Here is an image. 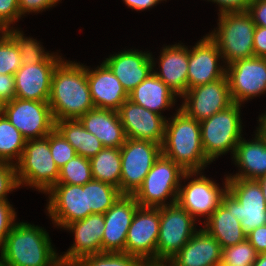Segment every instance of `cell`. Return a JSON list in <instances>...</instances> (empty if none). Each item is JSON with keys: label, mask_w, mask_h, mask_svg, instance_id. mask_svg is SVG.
I'll use <instances>...</instances> for the list:
<instances>
[{"label": "cell", "mask_w": 266, "mask_h": 266, "mask_svg": "<svg viewBox=\"0 0 266 266\" xmlns=\"http://www.w3.org/2000/svg\"><path fill=\"white\" fill-rule=\"evenodd\" d=\"M48 103L54 121L79 119L94 109L87 66L63 59L54 69Z\"/></svg>", "instance_id": "1"}, {"label": "cell", "mask_w": 266, "mask_h": 266, "mask_svg": "<svg viewBox=\"0 0 266 266\" xmlns=\"http://www.w3.org/2000/svg\"><path fill=\"white\" fill-rule=\"evenodd\" d=\"M47 231L16 222L0 251L4 266H62Z\"/></svg>", "instance_id": "2"}, {"label": "cell", "mask_w": 266, "mask_h": 266, "mask_svg": "<svg viewBox=\"0 0 266 266\" xmlns=\"http://www.w3.org/2000/svg\"><path fill=\"white\" fill-rule=\"evenodd\" d=\"M161 149L165 157L186 172H202L210 164L203 151L200 121L189 117L181 109L166 120Z\"/></svg>", "instance_id": "3"}, {"label": "cell", "mask_w": 266, "mask_h": 266, "mask_svg": "<svg viewBox=\"0 0 266 266\" xmlns=\"http://www.w3.org/2000/svg\"><path fill=\"white\" fill-rule=\"evenodd\" d=\"M218 29L208 36L217 44L222 61L228 66L238 60L254 57L255 23L247 11L218 14Z\"/></svg>", "instance_id": "4"}, {"label": "cell", "mask_w": 266, "mask_h": 266, "mask_svg": "<svg viewBox=\"0 0 266 266\" xmlns=\"http://www.w3.org/2000/svg\"><path fill=\"white\" fill-rule=\"evenodd\" d=\"M193 172L184 171L172 159L163 154L144 178L142 186L133 195L142 207H162L177 202L178 191L182 179L189 180ZM169 197L170 202H166ZM171 197V198H170Z\"/></svg>", "instance_id": "5"}, {"label": "cell", "mask_w": 266, "mask_h": 266, "mask_svg": "<svg viewBox=\"0 0 266 266\" xmlns=\"http://www.w3.org/2000/svg\"><path fill=\"white\" fill-rule=\"evenodd\" d=\"M19 187L22 185L47 193L59 178L49 147V134L45 138L27 140L23 153L15 163Z\"/></svg>", "instance_id": "6"}, {"label": "cell", "mask_w": 266, "mask_h": 266, "mask_svg": "<svg viewBox=\"0 0 266 266\" xmlns=\"http://www.w3.org/2000/svg\"><path fill=\"white\" fill-rule=\"evenodd\" d=\"M241 104L233 103L227 109L200 121L203 151L211 163L229 151L234 155L242 138Z\"/></svg>", "instance_id": "7"}, {"label": "cell", "mask_w": 266, "mask_h": 266, "mask_svg": "<svg viewBox=\"0 0 266 266\" xmlns=\"http://www.w3.org/2000/svg\"><path fill=\"white\" fill-rule=\"evenodd\" d=\"M161 154L162 149L159 144L127 138L120 147V193L134 195Z\"/></svg>", "instance_id": "8"}, {"label": "cell", "mask_w": 266, "mask_h": 266, "mask_svg": "<svg viewBox=\"0 0 266 266\" xmlns=\"http://www.w3.org/2000/svg\"><path fill=\"white\" fill-rule=\"evenodd\" d=\"M196 219L177 202L160 207L156 260H170L197 232Z\"/></svg>", "instance_id": "9"}, {"label": "cell", "mask_w": 266, "mask_h": 266, "mask_svg": "<svg viewBox=\"0 0 266 266\" xmlns=\"http://www.w3.org/2000/svg\"><path fill=\"white\" fill-rule=\"evenodd\" d=\"M3 114L26 140L45 138L55 128L48 102L15 97L5 103Z\"/></svg>", "instance_id": "10"}, {"label": "cell", "mask_w": 266, "mask_h": 266, "mask_svg": "<svg viewBox=\"0 0 266 266\" xmlns=\"http://www.w3.org/2000/svg\"><path fill=\"white\" fill-rule=\"evenodd\" d=\"M227 189L234 196V215L247 235L266 224V202L257 180L228 178Z\"/></svg>", "instance_id": "11"}, {"label": "cell", "mask_w": 266, "mask_h": 266, "mask_svg": "<svg viewBox=\"0 0 266 266\" xmlns=\"http://www.w3.org/2000/svg\"><path fill=\"white\" fill-rule=\"evenodd\" d=\"M179 109L197 121L211 117L233 104L227 76L188 89L182 96Z\"/></svg>", "instance_id": "12"}, {"label": "cell", "mask_w": 266, "mask_h": 266, "mask_svg": "<svg viewBox=\"0 0 266 266\" xmlns=\"http://www.w3.org/2000/svg\"><path fill=\"white\" fill-rule=\"evenodd\" d=\"M230 95L233 103L244 104L266 93V59L252 57L226 66ZM243 102V103H242Z\"/></svg>", "instance_id": "13"}, {"label": "cell", "mask_w": 266, "mask_h": 266, "mask_svg": "<svg viewBox=\"0 0 266 266\" xmlns=\"http://www.w3.org/2000/svg\"><path fill=\"white\" fill-rule=\"evenodd\" d=\"M198 174L200 175L199 177ZM194 178L182 186L180 184L177 203L188 211L195 219L207 217L208 219L214 210L221 204L223 195L227 192V180L224 179V188L219 187L213 179H209L200 172H193ZM195 176L197 178H195Z\"/></svg>", "instance_id": "14"}, {"label": "cell", "mask_w": 266, "mask_h": 266, "mask_svg": "<svg viewBox=\"0 0 266 266\" xmlns=\"http://www.w3.org/2000/svg\"><path fill=\"white\" fill-rule=\"evenodd\" d=\"M160 228V207H142L136 210L125 242V253L142 261L156 260Z\"/></svg>", "instance_id": "15"}, {"label": "cell", "mask_w": 266, "mask_h": 266, "mask_svg": "<svg viewBox=\"0 0 266 266\" xmlns=\"http://www.w3.org/2000/svg\"><path fill=\"white\" fill-rule=\"evenodd\" d=\"M46 194H49L47 213L55 226L64 229L88 216L87 183L56 184Z\"/></svg>", "instance_id": "16"}, {"label": "cell", "mask_w": 266, "mask_h": 266, "mask_svg": "<svg viewBox=\"0 0 266 266\" xmlns=\"http://www.w3.org/2000/svg\"><path fill=\"white\" fill-rule=\"evenodd\" d=\"M62 60L60 55L52 53L42 63L22 65L14 74L15 97L48 102L53 72Z\"/></svg>", "instance_id": "17"}, {"label": "cell", "mask_w": 266, "mask_h": 266, "mask_svg": "<svg viewBox=\"0 0 266 266\" xmlns=\"http://www.w3.org/2000/svg\"><path fill=\"white\" fill-rule=\"evenodd\" d=\"M104 226V214L97 213L68 224L64 229L73 232L74 243L59 256L61 265L73 266L84 256L101 253Z\"/></svg>", "instance_id": "18"}, {"label": "cell", "mask_w": 266, "mask_h": 266, "mask_svg": "<svg viewBox=\"0 0 266 266\" xmlns=\"http://www.w3.org/2000/svg\"><path fill=\"white\" fill-rule=\"evenodd\" d=\"M127 138L162 145L166 118L127 99L118 110Z\"/></svg>", "instance_id": "19"}, {"label": "cell", "mask_w": 266, "mask_h": 266, "mask_svg": "<svg viewBox=\"0 0 266 266\" xmlns=\"http://www.w3.org/2000/svg\"><path fill=\"white\" fill-rule=\"evenodd\" d=\"M195 44L188 54V89L226 76V66L220 65L222 55L208 34Z\"/></svg>", "instance_id": "20"}, {"label": "cell", "mask_w": 266, "mask_h": 266, "mask_svg": "<svg viewBox=\"0 0 266 266\" xmlns=\"http://www.w3.org/2000/svg\"><path fill=\"white\" fill-rule=\"evenodd\" d=\"M139 206L133 195H121L104 213L102 252H125L128 228Z\"/></svg>", "instance_id": "21"}, {"label": "cell", "mask_w": 266, "mask_h": 266, "mask_svg": "<svg viewBox=\"0 0 266 266\" xmlns=\"http://www.w3.org/2000/svg\"><path fill=\"white\" fill-rule=\"evenodd\" d=\"M148 52L136 49L124 50L103 61L128 94L153 73L156 62L152 54Z\"/></svg>", "instance_id": "22"}, {"label": "cell", "mask_w": 266, "mask_h": 266, "mask_svg": "<svg viewBox=\"0 0 266 266\" xmlns=\"http://www.w3.org/2000/svg\"><path fill=\"white\" fill-rule=\"evenodd\" d=\"M87 81L95 108L118 111L129 99L121 82L104 62L94 70L87 66Z\"/></svg>", "instance_id": "23"}, {"label": "cell", "mask_w": 266, "mask_h": 266, "mask_svg": "<svg viewBox=\"0 0 266 266\" xmlns=\"http://www.w3.org/2000/svg\"><path fill=\"white\" fill-rule=\"evenodd\" d=\"M201 223H204L203 228L218 241L222 249L246 240L241 223L234 215V196L228 190L221 204Z\"/></svg>", "instance_id": "24"}, {"label": "cell", "mask_w": 266, "mask_h": 266, "mask_svg": "<svg viewBox=\"0 0 266 266\" xmlns=\"http://www.w3.org/2000/svg\"><path fill=\"white\" fill-rule=\"evenodd\" d=\"M188 46L178 43L164 46L159 55V72L153 73L178 96L188 90Z\"/></svg>", "instance_id": "25"}, {"label": "cell", "mask_w": 266, "mask_h": 266, "mask_svg": "<svg viewBox=\"0 0 266 266\" xmlns=\"http://www.w3.org/2000/svg\"><path fill=\"white\" fill-rule=\"evenodd\" d=\"M222 247L204 228H200L170 259L174 266H220Z\"/></svg>", "instance_id": "26"}, {"label": "cell", "mask_w": 266, "mask_h": 266, "mask_svg": "<svg viewBox=\"0 0 266 266\" xmlns=\"http://www.w3.org/2000/svg\"><path fill=\"white\" fill-rule=\"evenodd\" d=\"M78 120L103 147L120 148L127 139L118 111L94 108Z\"/></svg>", "instance_id": "27"}, {"label": "cell", "mask_w": 266, "mask_h": 266, "mask_svg": "<svg viewBox=\"0 0 266 266\" xmlns=\"http://www.w3.org/2000/svg\"><path fill=\"white\" fill-rule=\"evenodd\" d=\"M232 159L240 171L228 178L257 180L266 175V139L256 133L251 141L241 138Z\"/></svg>", "instance_id": "28"}, {"label": "cell", "mask_w": 266, "mask_h": 266, "mask_svg": "<svg viewBox=\"0 0 266 266\" xmlns=\"http://www.w3.org/2000/svg\"><path fill=\"white\" fill-rule=\"evenodd\" d=\"M177 96L160 78L151 73L129 93V100L162 115L161 111L169 110L175 105Z\"/></svg>", "instance_id": "29"}, {"label": "cell", "mask_w": 266, "mask_h": 266, "mask_svg": "<svg viewBox=\"0 0 266 266\" xmlns=\"http://www.w3.org/2000/svg\"><path fill=\"white\" fill-rule=\"evenodd\" d=\"M55 128L85 158L97 155L104 147L95 135L87 131L78 119L55 121Z\"/></svg>", "instance_id": "30"}, {"label": "cell", "mask_w": 266, "mask_h": 266, "mask_svg": "<svg viewBox=\"0 0 266 266\" xmlns=\"http://www.w3.org/2000/svg\"><path fill=\"white\" fill-rule=\"evenodd\" d=\"M90 163L93 179L109 183L120 191V148L104 147L97 155L90 158Z\"/></svg>", "instance_id": "31"}, {"label": "cell", "mask_w": 266, "mask_h": 266, "mask_svg": "<svg viewBox=\"0 0 266 266\" xmlns=\"http://www.w3.org/2000/svg\"><path fill=\"white\" fill-rule=\"evenodd\" d=\"M26 141L7 117L4 114L0 115V163L15 165L23 153Z\"/></svg>", "instance_id": "32"}, {"label": "cell", "mask_w": 266, "mask_h": 266, "mask_svg": "<svg viewBox=\"0 0 266 266\" xmlns=\"http://www.w3.org/2000/svg\"><path fill=\"white\" fill-rule=\"evenodd\" d=\"M119 188L99 180L87 182L88 215L104 214L121 196Z\"/></svg>", "instance_id": "33"}, {"label": "cell", "mask_w": 266, "mask_h": 266, "mask_svg": "<svg viewBox=\"0 0 266 266\" xmlns=\"http://www.w3.org/2000/svg\"><path fill=\"white\" fill-rule=\"evenodd\" d=\"M11 28V29H10ZM17 44L22 65H33L44 62L52 53L46 52L40 42L25 37L23 31L12 26L5 30Z\"/></svg>", "instance_id": "34"}, {"label": "cell", "mask_w": 266, "mask_h": 266, "mask_svg": "<svg viewBox=\"0 0 266 266\" xmlns=\"http://www.w3.org/2000/svg\"><path fill=\"white\" fill-rule=\"evenodd\" d=\"M92 179L90 159L76 154L70 161L59 169L57 184L83 186Z\"/></svg>", "instance_id": "35"}, {"label": "cell", "mask_w": 266, "mask_h": 266, "mask_svg": "<svg viewBox=\"0 0 266 266\" xmlns=\"http://www.w3.org/2000/svg\"><path fill=\"white\" fill-rule=\"evenodd\" d=\"M142 260L125 252H101L82 257L73 266H140Z\"/></svg>", "instance_id": "36"}, {"label": "cell", "mask_w": 266, "mask_h": 266, "mask_svg": "<svg viewBox=\"0 0 266 266\" xmlns=\"http://www.w3.org/2000/svg\"><path fill=\"white\" fill-rule=\"evenodd\" d=\"M21 66L17 44L5 30L0 31V74L14 75Z\"/></svg>", "instance_id": "37"}, {"label": "cell", "mask_w": 266, "mask_h": 266, "mask_svg": "<svg viewBox=\"0 0 266 266\" xmlns=\"http://www.w3.org/2000/svg\"><path fill=\"white\" fill-rule=\"evenodd\" d=\"M257 256L255 248L246 239L242 243L222 249L220 266H252Z\"/></svg>", "instance_id": "38"}, {"label": "cell", "mask_w": 266, "mask_h": 266, "mask_svg": "<svg viewBox=\"0 0 266 266\" xmlns=\"http://www.w3.org/2000/svg\"><path fill=\"white\" fill-rule=\"evenodd\" d=\"M49 147L52 158L59 169L76 155L74 147L56 128L49 133Z\"/></svg>", "instance_id": "39"}, {"label": "cell", "mask_w": 266, "mask_h": 266, "mask_svg": "<svg viewBox=\"0 0 266 266\" xmlns=\"http://www.w3.org/2000/svg\"><path fill=\"white\" fill-rule=\"evenodd\" d=\"M20 188L15 165L10 163H0V201L8 200L6 197L8 193Z\"/></svg>", "instance_id": "40"}, {"label": "cell", "mask_w": 266, "mask_h": 266, "mask_svg": "<svg viewBox=\"0 0 266 266\" xmlns=\"http://www.w3.org/2000/svg\"><path fill=\"white\" fill-rule=\"evenodd\" d=\"M12 206L8 200L0 201V250L3 247L7 235L16 223L17 213Z\"/></svg>", "instance_id": "41"}, {"label": "cell", "mask_w": 266, "mask_h": 266, "mask_svg": "<svg viewBox=\"0 0 266 266\" xmlns=\"http://www.w3.org/2000/svg\"><path fill=\"white\" fill-rule=\"evenodd\" d=\"M21 18L18 0H0V31Z\"/></svg>", "instance_id": "42"}, {"label": "cell", "mask_w": 266, "mask_h": 266, "mask_svg": "<svg viewBox=\"0 0 266 266\" xmlns=\"http://www.w3.org/2000/svg\"><path fill=\"white\" fill-rule=\"evenodd\" d=\"M60 0H18L21 17L29 13H39L54 7Z\"/></svg>", "instance_id": "43"}, {"label": "cell", "mask_w": 266, "mask_h": 266, "mask_svg": "<svg viewBox=\"0 0 266 266\" xmlns=\"http://www.w3.org/2000/svg\"><path fill=\"white\" fill-rule=\"evenodd\" d=\"M247 12L256 26L266 27V0H252Z\"/></svg>", "instance_id": "44"}, {"label": "cell", "mask_w": 266, "mask_h": 266, "mask_svg": "<svg viewBox=\"0 0 266 266\" xmlns=\"http://www.w3.org/2000/svg\"><path fill=\"white\" fill-rule=\"evenodd\" d=\"M246 239L251 243L258 254L266 253V224L248 233Z\"/></svg>", "instance_id": "45"}, {"label": "cell", "mask_w": 266, "mask_h": 266, "mask_svg": "<svg viewBox=\"0 0 266 266\" xmlns=\"http://www.w3.org/2000/svg\"><path fill=\"white\" fill-rule=\"evenodd\" d=\"M0 98L5 103L15 98L14 75L0 74Z\"/></svg>", "instance_id": "46"}, {"label": "cell", "mask_w": 266, "mask_h": 266, "mask_svg": "<svg viewBox=\"0 0 266 266\" xmlns=\"http://www.w3.org/2000/svg\"><path fill=\"white\" fill-rule=\"evenodd\" d=\"M214 2L219 7V13L247 11L252 0H208Z\"/></svg>", "instance_id": "47"}, {"label": "cell", "mask_w": 266, "mask_h": 266, "mask_svg": "<svg viewBox=\"0 0 266 266\" xmlns=\"http://www.w3.org/2000/svg\"><path fill=\"white\" fill-rule=\"evenodd\" d=\"M254 57H266V27L256 26L253 38Z\"/></svg>", "instance_id": "48"}, {"label": "cell", "mask_w": 266, "mask_h": 266, "mask_svg": "<svg viewBox=\"0 0 266 266\" xmlns=\"http://www.w3.org/2000/svg\"><path fill=\"white\" fill-rule=\"evenodd\" d=\"M125 5L136 11H143L156 6L163 0H123Z\"/></svg>", "instance_id": "49"}, {"label": "cell", "mask_w": 266, "mask_h": 266, "mask_svg": "<svg viewBox=\"0 0 266 266\" xmlns=\"http://www.w3.org/2000/svg\"><path fill=\"white\" fill-rule=\"evenodd\" d=\"M259 127L257 126V132H255L256 134H258L260 137L266 139V111L265 113H262L259 117Z\"/></svg>", "instance_id": "50"}, {"label": "cell", "mask_w": 266, "mask_h": 266, "mask_svg": "<svg viewBox=\"0 0 266 266\" xmlns=\"http://www.w3.org/2000/svg\"><path fill=\"white\" fill-rule=\"evenodd\" d=\"M140 266H174L170 260H144Z\"/></svg>", "instance_id": "51"}, {"label": "cell", "mask_w": 266, "mask_h": 266, "mask_svg": "<svg viewBox=\"0 0 266 266\" xmlns=\"http://www.w3.org/2000/svg\"><path fill=\"white\" fill-rule=\"evenodd\" d=\"M252 266H266V253L258 254L257 259Z\"/></svg>", "instance_id": "52"}, {"label": "cell", "mask_w": 266, "mask_h": 266, "mask_svg": "<svg viewBox=\"0 0 266 266\" xmlns=\"http://www.w3.org/2000/svg\"><path fill=\"white\" fill-rule=\"evenodd\" d=\"M257 181H258V183L261 186V189H262L263 194H264V199H265V202H266V175L258 178Z\"/></svg>", "instance_id": "53"}, {"label": "cell", "mask_w": 266, "mask_h": 266, "mask_svg": "<svg viewBox=\"0 0 266 266\" xmlns=\"http://www.w3.org/2000/svg\"><path fill=\"white\" fill-rule=\"evenodd\" d=\"M4 105L5 102L0 98V115H2L4 112Z\"/></svg>", "instance_id": "54"}, {"label": "cell", "mask_w": 266, "mask_h": 266, "mask_svg": "<svg viewBox=\"0 0 266 266\" xmlns=\"http://www.w3.org/2000/svg\"><path fill=\"white\" fill-rule=\"evenodd\" d=\"M0 266H4V264L2 263L1 259H0Z\"/></svg>", "instance_id": "55"}]
</instances>
